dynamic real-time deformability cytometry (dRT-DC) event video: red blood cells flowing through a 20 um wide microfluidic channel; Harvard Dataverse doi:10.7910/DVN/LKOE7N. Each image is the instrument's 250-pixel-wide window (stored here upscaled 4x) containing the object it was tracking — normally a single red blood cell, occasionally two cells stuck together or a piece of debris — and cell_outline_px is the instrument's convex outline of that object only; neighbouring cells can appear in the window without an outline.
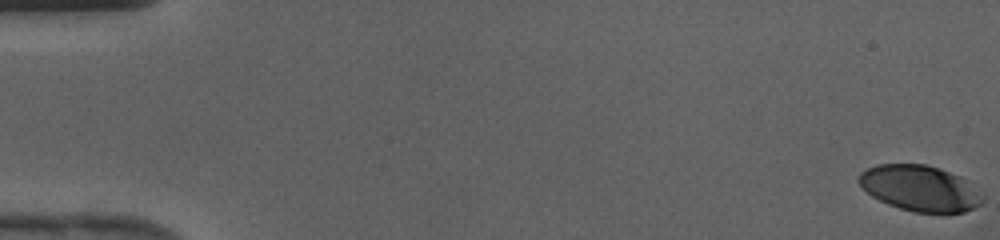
{"species": "human", "species_latin": "Homo sapiens", "temperature_condition": "cold", "stored_images_in_passage": 9, "camera_frame_rate_fps": 3000, "um_per_image_px": 0.085, "donor": {"sex": "female"}, "frame": {"image": 1, "passage_image": 1, "time_ms": 0.0, "image_size_px": [1000, 240], "cell_outline_px": [[984, 196], [980, 204], [964, 212], [948, 216], [916, 212], [900, 208], [888, 204], [872, 196], [856, 180], [860, 172], [876, 164], [924, 164], [940, 168], [960, 176]], "centroid_in_image_um": [78.21, 16.03], "position_along_channel_um": 6.8, "area_um2": 33.35}}